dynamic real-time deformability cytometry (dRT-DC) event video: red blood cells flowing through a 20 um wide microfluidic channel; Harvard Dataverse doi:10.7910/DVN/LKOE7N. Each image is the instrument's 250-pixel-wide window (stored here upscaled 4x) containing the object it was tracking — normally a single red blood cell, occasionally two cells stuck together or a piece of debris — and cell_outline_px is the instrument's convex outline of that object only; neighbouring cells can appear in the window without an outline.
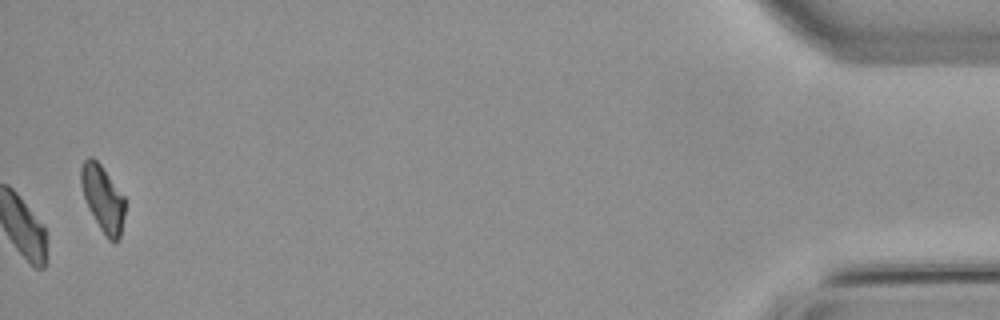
{"species": "common noctule bat (a hibernating species)", "species_latin": "Nyctalus noctula", "temperature_condition": "warm", "stored_images_in_passage": 55, "camera_frame_rate_fps": 3000, "um_per_image_px": 0.085, "animal": {"sex": "male", "body_mass_g": 21.5, "forearm_length_mm": 52.0}, "frame": {"image": 1, "passage_image": 55, "time_ms": 18.0, "image_size_px": [1000, 320], "cell_outline_px": [[124, 216], [120, 240], [116, 244], [108, 240], [100, 228], [88, 208], [80, 184], [80, 168], [84, 160], [88, 156], [92, 156], [100, 164], [124, 196]], "centroid_in_image_um": [8.73, 16.89], "position_along_channel_um": 426.5, "area_um2": 17.05}, "authors_computed_cell_mechanics": {"area_um2": 19.4208, "velocity_mm_per_s": 3.7918, "shape_relaxation_time_tau1_ms": 5.0723, "shape_relaxation_time_tau2_ms": null, "deformation_change_tau1": 0.1238, "deformation_change_tau2": null}}